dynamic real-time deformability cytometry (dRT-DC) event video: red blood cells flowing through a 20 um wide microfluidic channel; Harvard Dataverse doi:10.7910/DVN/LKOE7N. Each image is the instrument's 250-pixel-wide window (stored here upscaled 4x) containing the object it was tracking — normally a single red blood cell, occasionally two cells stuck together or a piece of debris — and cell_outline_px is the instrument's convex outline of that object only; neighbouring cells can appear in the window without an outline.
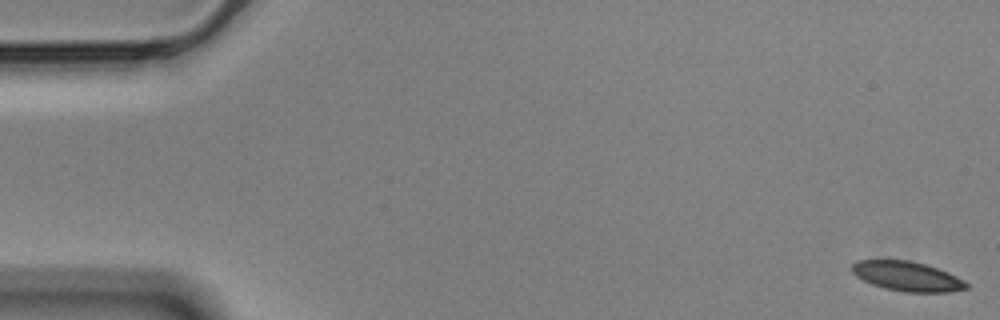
{"species": "Egyptian fruit bat (a non-hibernating species)", "species_latin": "Rousettus aegyptiacus", "temperature_condition": "cold", "stored_images_in_passage": 56, "camera_frame_rate_fps": 3000, "um_per_image_px": 0.085, "animal": {"sex": "male"}, "frame": {"image": 1, "passage_image": 1, "time_ms": 0.0, "image_size_px": [1000, 320], "cell_outline_px": [[968, 288], [952, 292], [904, 292], [884, 288], [872, 284], [856, 276], [852, 272], [852, 264], [856, 260], [908, 260], [924, 264], [948, 272], [964, 280], [968, 284]], "centroid_in_image_um": [77.11, 23.49], "position_along_channel_um": 7.9, "area_um2": 19.71}}
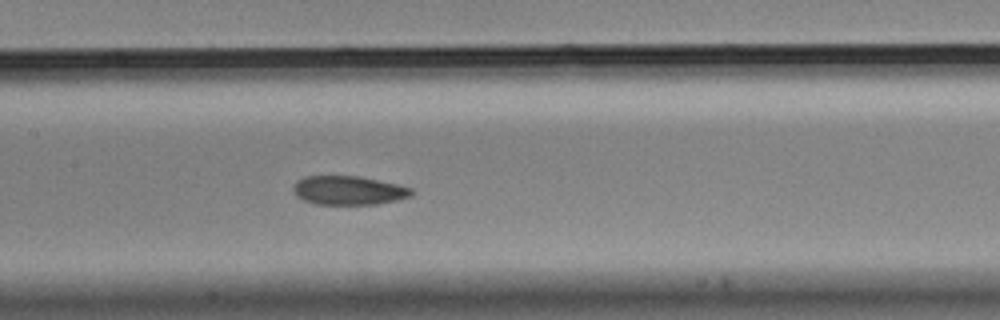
{"frame": {"image": 2, "passage_image": 27, "time_ms": 8.667, "image_size_px": [1000, 320], "cell_outline_px": [[412, 196], [396, 200], [376, 204], [316, 204], [304, 200], [296, 196], [292, 192], [292, 188], [296, 180], [304, 176], [360, 176], [396, 184], [412, 188]], "centroid_in_image_um": [29.58, 16.18], "position_along_channel_um": 177.8, "area_um2": 19.94}}
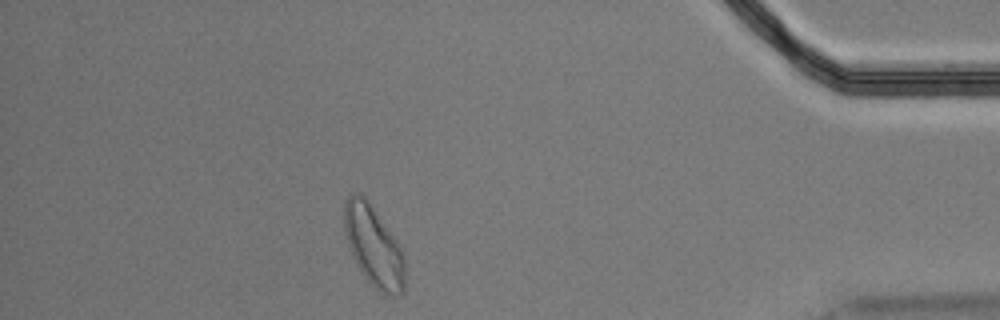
{"frame": {"image": 3, "passage_image": 50, "time_ms": 16.333, "image_size_px": [1000, 320], "cell_outline_px": [[404, 292], [400, 296], [384, 296], [364, 276], [356, 264], [352, 256], [344, 232], [344, 200], [352, 192], [356, 192], [364, 196], [368, 200], [400, 244], [404, 256]], "centroid_in_image_um": [31.76, 20.93], "position_along_channel_um": 403.4, "area_um2": 28.9}, "authors_computed_cell_mechanics": {"area_um2": 20.8369, "velocity_mm_per_s": 3.5327, "shape_relaxation_time_tau1_ms": 4.3311, "shape_relaxation_time_tau2_ms": 4.0093, "deformation_change_tau1": 0.1067, "deformation_change_tau2": 0.069}}